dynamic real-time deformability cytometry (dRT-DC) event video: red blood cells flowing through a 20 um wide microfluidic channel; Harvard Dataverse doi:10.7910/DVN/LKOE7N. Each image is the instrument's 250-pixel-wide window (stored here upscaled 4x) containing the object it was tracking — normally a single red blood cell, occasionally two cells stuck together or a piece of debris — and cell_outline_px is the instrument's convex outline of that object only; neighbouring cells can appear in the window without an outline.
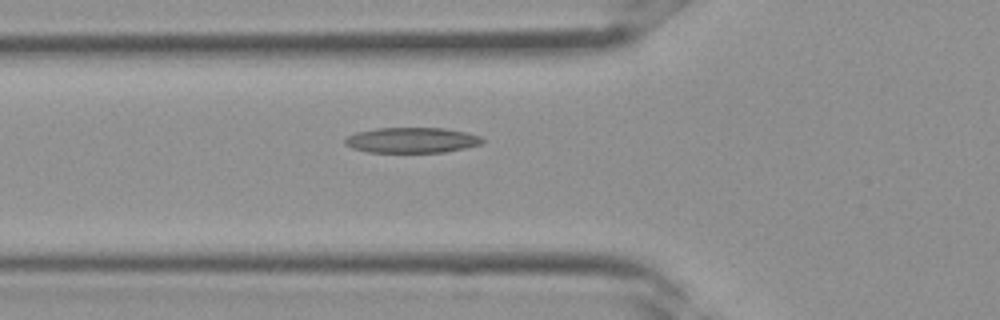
{"species": "Egyptian fruit bat (a non-hibernating species)", "species_latin": "Rousettus aegyptiacus", "temperature_condition": "room temperature", "stored_images_in_passage": 21, "camera_frame_rate_fps": 3000, "um_per_image_px": 0.085, "frame": {"image": 1, "passage_image": 2, "time_ms": 0.333, "image_size_px": [1000, 320], "cell_outline_px": [[484, 140], [480, 144], [464, 148], [444, 152], [368, 152], [352, 148], [344, 144], [344, 140], [348, 136], [356, 132], [376, 128], [444, 128], [468, 132], [480, 136]], "centroid_in_image_um": [34.99, 11.91], "position_along_channel_um": 90.8, "area_um2": 20.35}}
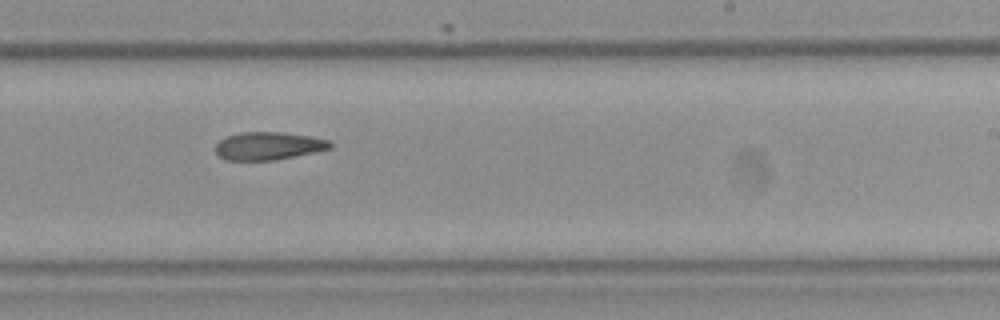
{"frame": {"image": 2, "passage_image": 11, "time_ms": 3.333, "image_size_px": [1000, 320], "cell_outline_px": [[332, 148], [276, 160], [224, 160], [216, 152], [216, 144], [224, 136], [240, 132], [284, 132], [312, 136], [328, 140], [332, 144]], "centroid_in_image_um": [22.8, 12.39], "position_along_channel_um": 266.2, "area_um2": 18.73}}
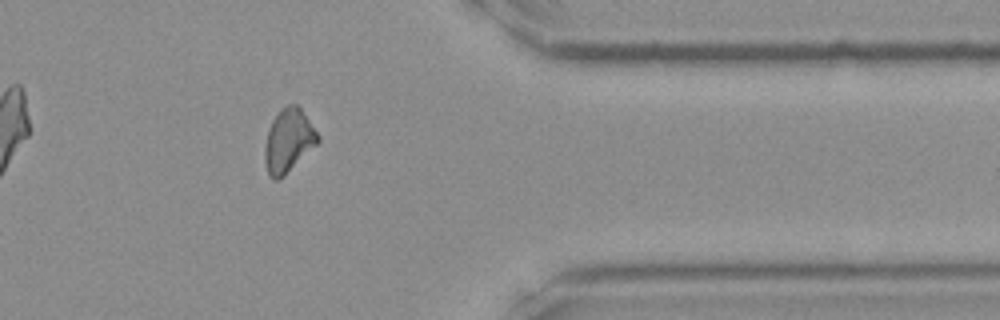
{"frame": {"image": 3, "passage_image": 18, "time_ms": 5.667, "image_size_px": [1000, 320], "cell_outline_px": [[320, 140], [284, 176], [276, 180], [272, 180], [268, 172], [264, 160], [264, 152], [268, 128], [272, 120], [280, 108], [288, 104], [296, 104], [300, 108], [320, 136]], "centroid_in_image_um": [24.5, 11.94], "position_along_channel_um": 386.9, "area_um2": 19.42}}